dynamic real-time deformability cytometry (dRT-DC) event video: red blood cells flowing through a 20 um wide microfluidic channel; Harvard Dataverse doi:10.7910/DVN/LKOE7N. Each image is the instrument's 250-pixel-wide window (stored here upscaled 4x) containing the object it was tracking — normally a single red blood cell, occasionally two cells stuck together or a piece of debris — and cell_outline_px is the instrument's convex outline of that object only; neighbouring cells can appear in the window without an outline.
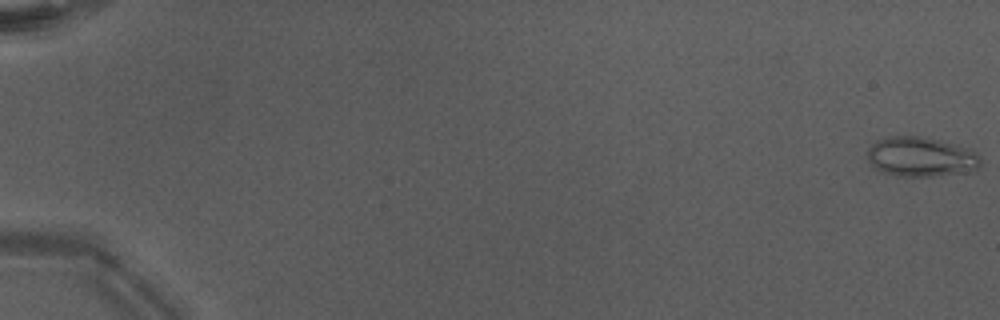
{"species": "Egyptian fruit bat (a non-hibernating species)", "species_latin": "Rousettus aegyptiacus", "temperature_condition": "warm", "stored_images_in_passage": 51, "camera_frame_rate_fps": 3000, "um_per_image_px": 0.085, "animal": {"sex": "male"}, "frame": {"image": 1, "passage_image": 1, "time_ms": 0.0, "image_size_px": [1000, 320], "cell_outline_px": [[980, 164], [976, 168], [964, 172], [932, 176], [896, 176], [884, 172], [876, 168], [868, 160], [868, 148], [876, 140], [892, 136], [920, 136], [972, 148], [980, 156]], "centroid_in_image_um": [78.28, 13.32], "position_along_channel_um": 6.7, "area_um2": 26.01}}
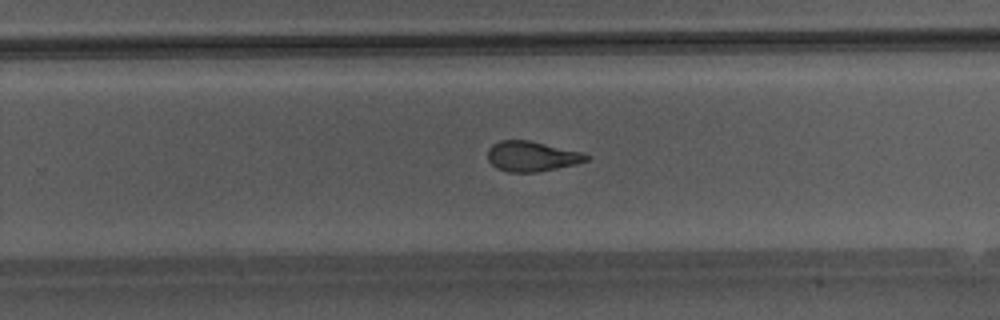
{"frame": {"image": 2, "passage_image": 35, "time_ms": 11.333, "image_size_px": [1000, 320], "cell_outline_px": [[592, 156], [588, 160], [576, 164], [536, 172], [508, 172], [496, 168], [488, 160], [488, 148], [492, 144], [500, 140], [528, 140], [580, 152]], "centroid_in_image_um": [45.17, 13.29], "position_along_channel_um": 284.6, "area_um2": 17.22}}
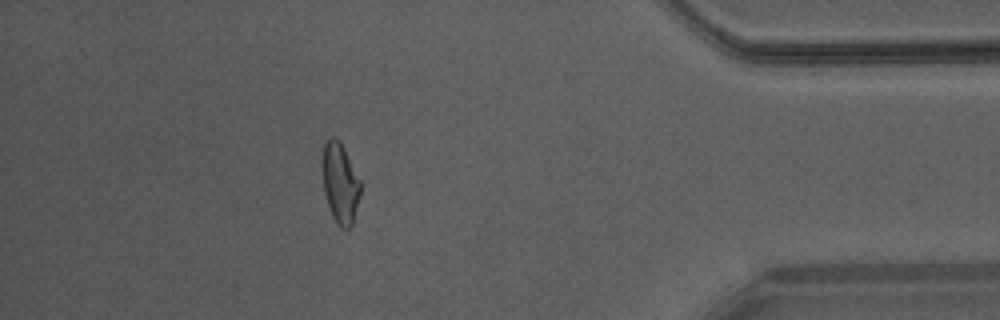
{"frame": {"image": 3, "passage_image": 46, "time_ms": 15.0, "image_size_px": [1000, 320], "cell_outline_px": [[360, 192], [352, 224], [348, 228], [340, 228], [336, 224], [332, 216], [324, 192], [320, 168], [324, 144], [332, 136], [336, 136], [340, 140], [360, 180]], "centroid_in_image_um": [28.87, 15.52], "position_along_channel_um": 406.3, "area_um2": 17.98}, "authors_computed_cell_mechanics": {"area_um2": 18.6694, "velocity_mm_per_s": 4.2938, "shape_relaxation_time_tau1_ms": null, "shape_relaxation_time_tau2_ms": 1.4936, "deformation_change_tau1": null, "deformation_change_tau2": 0.0983}}